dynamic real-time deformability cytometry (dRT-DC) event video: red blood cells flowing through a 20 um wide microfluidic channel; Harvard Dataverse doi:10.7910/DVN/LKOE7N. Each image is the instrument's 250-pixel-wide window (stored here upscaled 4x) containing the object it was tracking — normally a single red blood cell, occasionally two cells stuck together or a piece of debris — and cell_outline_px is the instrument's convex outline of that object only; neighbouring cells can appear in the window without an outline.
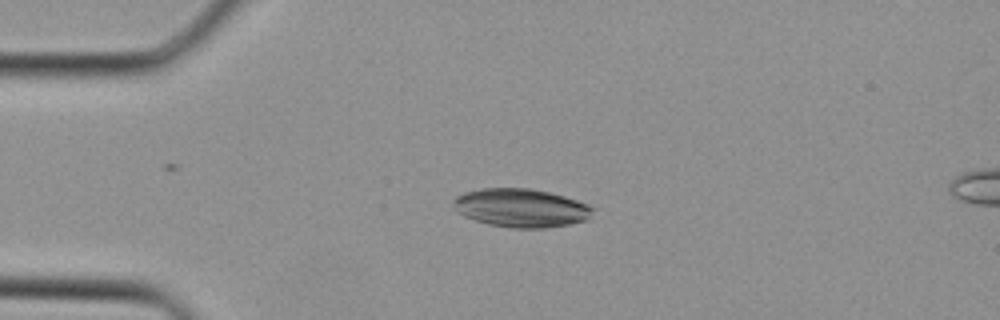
{"species": "Egyptian fruit bat (a non-hibernating species)", "species_latin": "Rousettus aegyptiacus", "temperature_condition": "cold", "stored_images_in_passage": 34, "camera_frame_rate_fps": 3000, "um_per_image_px": 0.085, "animal": {"sex": "female"}, "frame": {"image": 1, "passage_image": 7, "time_ms": 2.0, "image_size_px": [1000, 320], "cell_outline_px": [[596, 208], [588, 220], [568, 224], [544, 228], [508, 228], [488, 224], [464, 216], [456, 212], [452, 204], [452, 200], [456, 196], [464, 192], [484, 188], [528, 188], [548, 192], [564, 196], [588, 204]], "centroid_in_image_um": [44.28, 17.68], "position_along_channel_um": 40.7, "area_um2": 31.5}}
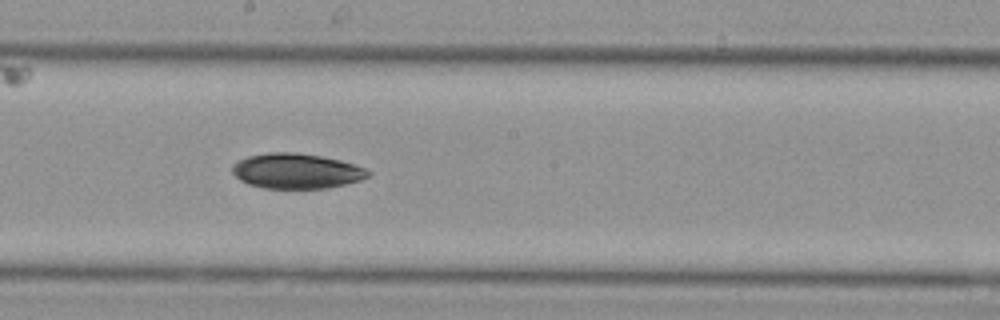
{"frame": {"image": 2, "passage_image": 18, "time_ms": 5.667, "image_size_px": [1000, 320], "cell_outline_px": [[372, 172], [368, 176], [360, 180], [328, 188], [264, 188], [248, 184], [240, 180], [232, 172], [232, 164], [236, 160], [248, 156], [268, 152], [296, 152], [320, 156], [340, 160], [364, 168]], "centroid_in_image_um": [25.15, 14.53], "position_along_channel_um": 223.0, "area_um2": 27.8}}
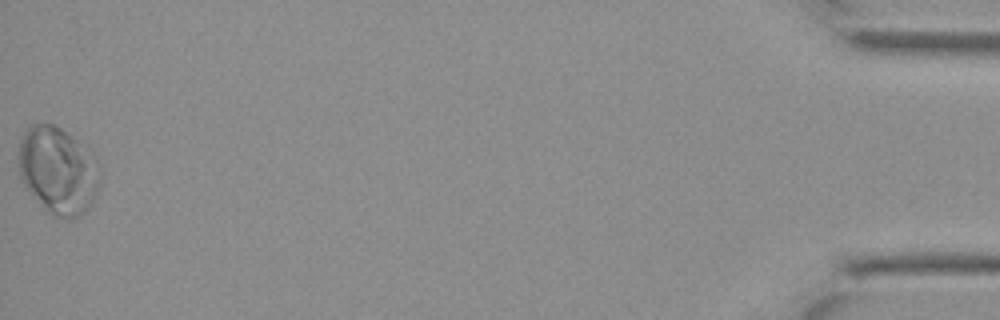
{"frame": {"image": 3, "passage_image": 34, "time_ms": 11.0, "image_size_px": [1000, 320], "cell_outline_px": [[100, 184], [88, 208], [84, 212], [68, 220], [52, 216], [48, 212], [24, 184], [20, 176], [20, 140], [24, 132], [32, 124], [52, 124], [60, 128], [96, 160], [100, 172]], "centroid_in_image_um": [4.92, 14.53], "position_along_channel_um": 430.3, "area_um2": 40.17}}